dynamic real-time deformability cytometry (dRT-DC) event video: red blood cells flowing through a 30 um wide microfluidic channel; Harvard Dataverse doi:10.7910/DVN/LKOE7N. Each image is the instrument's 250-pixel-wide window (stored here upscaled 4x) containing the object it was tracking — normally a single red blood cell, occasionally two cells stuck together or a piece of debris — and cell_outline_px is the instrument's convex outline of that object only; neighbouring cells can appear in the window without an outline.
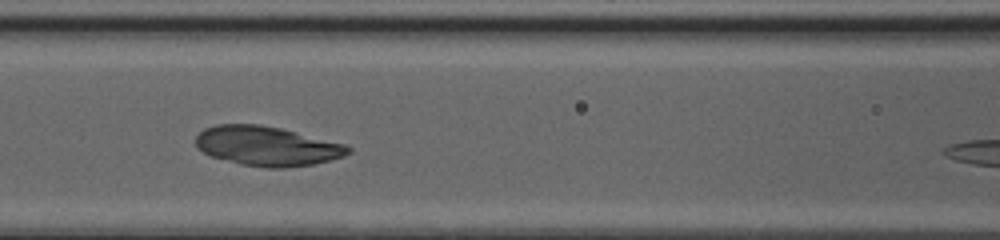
{"species": "common noctule bat (a hibernating species)", "species_latin": "Nyctalus noctula", "temperature_condition": "cold", "stored_images_in_passage": 31, "camera_frame_rate_fps": 3000, "um_per_image_px": 0.085, "animal": {"sex": "female", "body_mass_g": 20.0, "forearm_length_mm": 54.0}, "frame": {"image": 1, "passage_image": 10, "time_ms": 3.0, "image_size_px": [1000, 240], "cell_outline_px": [[352, 152], [344, 156], [312, 164], [284, 168], [268, 168], [240, 164], [212, 156], [196, 148], [196, 136], [204, 128], [216, 124], [260, 124], [280, 128], [344, 144], [352, 148]], "centroid_in_image_um": [22.67, 12.41], "position_along_channel_um": 143.9, "area_um2": 34.91}}
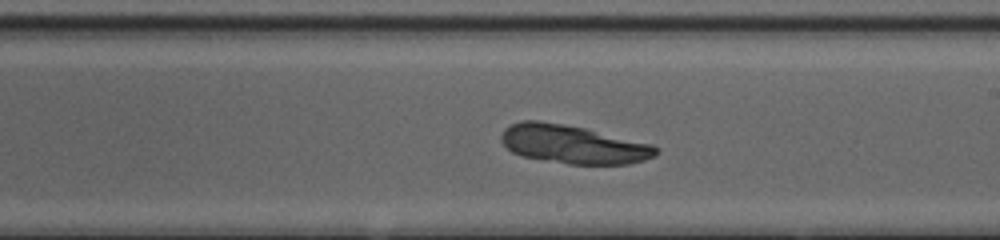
{"frame": {"image": 2, "passage_image": 17, "time_ms": 5.333, "image_size_px": [1000, 240], "cell_outline_px": [[660, 152], [656, 156], [644, 160], [628, 164], [568, 164], [520, 156], [512, 152], [504, 144], [500, 136], [504, 128], [520, 120], [540, 120], [564, 124], [584, 128], [652, 144], [660, 148]], "centroid_in_image_um": [48.72, 12.27], "position_along_channel_um": 240.3, "area_um2": 34.85}}
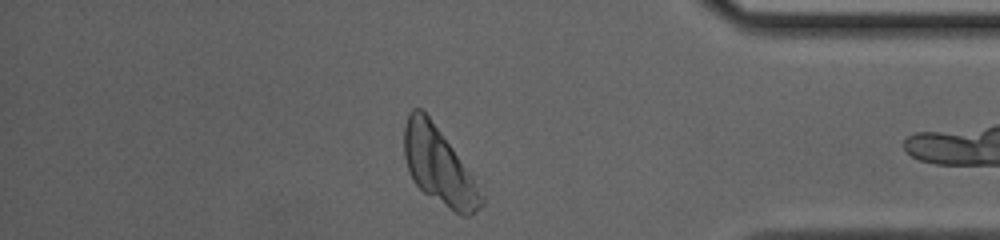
{"frame": {"image": 3, "passage_image": 30, "time_ms": 9.667, "image_size_px": [1000, 240], "cell_outline_px": [[484, 204], [480, 208], [468, 216], [460, 216], [424, 192], [412, 180], [408, 172], [404, 156], [404, 124], [408, 112], [412, 108], [420, 108], [428, 116], [452, 148], [472, 176], [484, 196]], "centroid_in_image_um": [37.27, 14.13], "position_along_channel_um": 397.9, "area_um2": 34.1}}